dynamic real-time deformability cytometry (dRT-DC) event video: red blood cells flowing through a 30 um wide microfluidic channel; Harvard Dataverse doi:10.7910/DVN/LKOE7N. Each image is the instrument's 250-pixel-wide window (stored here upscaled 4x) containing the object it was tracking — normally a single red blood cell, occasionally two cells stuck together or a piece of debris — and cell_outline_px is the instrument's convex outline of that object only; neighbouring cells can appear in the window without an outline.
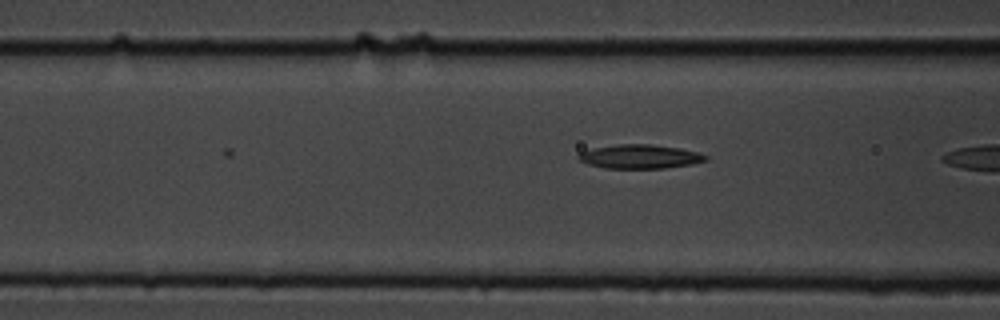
{"species": "common noctule bat (a hibernating species)", "species_latin": "Nyctalus noctula", "temperature_condition": "cold", "stored_images_in_passage": 5, "camera_frame_rate_fps": 3000, "um_per_image_px": 0.085, "animal": {"sex": "male", "body_mass_g": 19.5, "forearm_length_mm": 54.6}, "frame": {"image": 1, "passage_image": 5, "time_ms": 1.333, "image_size_px": [1000, 320], "cell_outline_px": [[708, 160], [692, 164], [664, 168], [604, 168], [588, 164], [580, 160], [576, 156], [580, 152], [592, 148], [616, 144], [648, 144], [680, 148], [696, 152], [708, 156]], "centroid_in_image_um": [54.37, 13.31], "position_along_channel_um": 112.2, "area_um2": 17.74}}